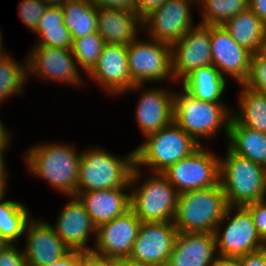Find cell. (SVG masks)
Returning <instances> with one entry per match:
<instances>
[{
    "label": "cell",
    "instance_id": "obj_1",
    "mask_svg": "<svg viewBox=\"0 0 266 266\" xmlns=\"http://www.w3.org/2000/svg\"><path fill=\"white\" fill-rule=\"evenodd\" d=\"M123 158L100 148H89V150L82 151L79 162L77 195L80 192L101 189L134 188L133 186H136L142 175L141 168L135 167V150Z\"/></svg>",
    "mask_w": 266,
    "mask_h": 266
},
{
    "label": "cell",
    "instance_id": "obj_2",
    "mask_svg": "<svg viewBox=\"0 0 266 266\" xmlns=\"http://www.w3.org/2000/svg\"><path fill=\"white\" fill-rule=\"evenodd\" d=\"M28 171L45 179L63 194L77 196V181L81 154L62 143L31 147L25 155Z\"/></svg>",
    "mask_w": 266,
    "mask_h": 266
},
{
    "label": "cell",
    "instance_id": "obj_3",
    "mask_svg": "<svg viewBox=\"0 0 266 266\" xmlns=\"http://www.w3.org/2000/svg\"><path fill=\"white\" fill-rule=\"evenodd\" d=\"M221 183L179 194L174 226L181 233H214L228 208Z\"/></svg>",
    "mask_w": 266,
    "mask_h": 266
},
{
    "label": "cell",
    "instance_id": "obj_4",
    "mask_svg": "<svg viewBox=\"0 0 266 266\" xmlns=\"http://www.w3.org/2000/svg\"><path fill=\"white\" fill-rule=\"evenodd\" d=\"M220 159V183L229 206H246L266 197V168L227 147Z\"/></svg>",
    "mask_w": 266,
    "mask_h": 266
},
{
    "label": "cell",
    "instance_id": "obj_5",
    "mask_svg": "<svg viewBox=\"0 0 266 266\" xmlns=\"http://www.w3.org/2000/svg\"><path fill=\"white\" fill-rule=\"evenodd\" d=\"M145 137L144 143L134 149L135 167L148 166L152 168V173H162L203 145L174 121Z\"/></svg>",
    "mask_w": 266,
    "mask_h": 266
},
{
    "label": "cell",
    "instance_id": "obj_6",
    "mask_svg": "<svg viewBox=\"0 0 266 266\" xmlns=\"http://www.w3.org/2000/svg\"><path fill=\"white\" fill-rule=\"evenodd\" d=\"M182 90L174 93L173 121L199 143L201 138L214 137L221 127L228 137L233 116L228 107L222 102L195 99Z\"/></svg>",
    "mask_w": 266,
    "mask_h": 266
},
{
    "label": "cell",
    "instance_id": "obj_7",
    "mask_svg": "<svg viewBox=\"0 0 266 266\" xmlns=\"http://www.w3.org/2000/svg\"><path fill=\"white\" fill-rule=\"evenodd\" d=\"M234 209L236 212L233 211L235 214L231 217ZM224 220H228V223L222 231L220 225H223ZM214 236L218 257L238 258L266 247V242L258 234L251 214L245 206H228L215 228Z\"/></svg>",
    "mask_w": 266,
    "mask_h": 266
},
{
    "label": "cell",
    "instance_id": "obj_8",
    "mask_svg": "<svg viewBox=\"0 0 266 266\" xmlns=\"http://www.w3.org/2000/svg\"><path fill=\"white\" fill-rule=\"evenodd\" d=\"M132 191L130 209L139 220L173 222L180 193L162 173H152V177L144 179L143 184Z\"/></svg>",
    "mask_w": 266,
    "mask_h": 266
},
{
    "label": "cell",
    "instance_id": "obj_9",
    "mask_svg": "<svg viewBox=\"0 0 266 266\" xmlns=\"http://www.w3.org/2000/svg\"><path fill=\"white\" fill-rule=\"evenodd\" d=\"M162 174L179 193L213 187L220 183V159L201 145Z\"/></svg>",
    "mask_w": 266,
    "mask_h": 266
},
{
    "label": "cell",
    "instance_id": "obj_10",
    "mask_svg": "<svg viewBox=\"0 0 266 266\" xmlns=\"http://www.w3.org/2000/svg\"><path fill=\"white\" fill-rule=\"evenodd\" d=\"M138 40L127 47L128 67L134 84L174 79L171 45L155 39Z\"/></svg>",
    "mask_w": 266,
    "mask_h": 266
},
{
    "label": "cell",
    "instance_id": "obj_11",
    "mask_svg": "<svg viewBox=\"0 0 266 266\" xmlns=\"http://www.w3.org/2000/svg\"><path fill=\"white\" fill-rule=\"evenodd\" d=\"M172 73L175 81H183L200 67L212 65L211 25L199 23L171 45Z\"/></svg>",
    "mask_w": 266,
    "mask_h": 266
},
{
    "label": "cell",
    "instance_id": "obj_12",
    "mask_svg": "<svg viewBox=\"0 0 266 266\" xmlns=\"http://www.w3.org/2000/svg\"><path fill=\"white\" fill-rule=\"evenodd\" d=\"M197 0H166L142 19L148 36L169 45L178 42L194 27L190 5Z\"/></svg>",
    "mask_w": 266,
    "mask_h": 266
},
{
    "label": "cell",
    "instance_id": "obj_13",
    "mask_svg": "<svg viewBox=\"0 0 266 266\" xmlns=\"http://www.w3.org/2000/svg\"><path fill=\"white\" fill-rule=\"evenodd\" d=\"M25 59L28 74L37 75L46 82L52 80L75 86L82 84L76 58L71 49L36 45Z\"/></svg>",
    "mask_w": 266,
    "mask_h": 266
},
{
    "label": "cell",
    "instance_id": "obj_14",
    "mask_svg": "<svg viewBox=\"0 0 266 266\" xmlns=\"http://www.w3.org/2000/svg\"><path fill=\"white\" fill-rule=\"evenodd\" d=\"M177 233L172 221L142 222L129 258L152 266H166Z\"/></svg>",
    "mask_w": 266,
    "mask_h": 266
},
{
    "label": "cell",
    "instance_id": "obj_15",
    "mask_svg": "<svg viewBox=\"0 0 266 266\" xmlns=\"http://www.w3.org/2000/svg\"><path fill=\"white\" fill-rule=\"evenodd\" d=\"M142 221L130 209L97 227L92 251L107 258L129 257Z\"/></svg>",
    "mask_w": 266,
    "mask_h": 266
},
{
    "label": "cell",
    "instance_id": "obj_16",
    "mask_svg": "<svg viewBox=\"0 0 266 266\" xmlns=\"http://www.w3.org/2000/svg\"><path fill=\"white\" fill-rule=\"evenodd\" d=\"M252 55L239 45L222 25H211L212 65L223 77L228 75L237 83L244 84L250 74Z\"/></svg>",
    "mask_w": 266,
    "mask_h": 266
},
{
    "label": "cell",
    "instance_id": "obj_17",
    "mask_svg": "<svg viewBox=\"0 0 266 266\" xmlns=\"http://www.w3.org/2000/svg\"><path fill=\"white\" fill-rule=\"evenodd\" d=\"M92 80L103 85L109 94H123L128 90L142 88L143 84H134L128 67L127 47L106 43L97 64L88 73Z\"/></svg>",
    "mask_w": 266,
    "mask_h": 266
},
{
    "label": "cell",
    "instance_id": "obj_18",
    "mask_svg": "<svg viewBox=\"0 0 266 266\" xmlns=\"http://www.w3.org/2000/svg\"><path fill=\"white\" fill-rule=\"evenodd\" d=\"M26 247L23 249L27 266H45L62 258L70 249L57 236L53 226L45 221L30 219L25 225Z\"/></svg>",
    "mask_w": 266,
    "mask_h": 266
},
{
    "label": "cell",
    "instance_id": "obj_19",
    "mask_svg": "<svg viewBox=\"0 0 266 266\" xmlns=\"http://www.w3.org/2000/svg\"><path fill=\"white\" fill-rule=\"evenodd\" d=\"M53 229L57 236L65 243L70 250L92 251L87 246L91 232L97 227L87 213L84 204L77 196H71L69 203L61 210Z\"/></svg>",
    "mask_w": 266,
    "mask_h": 266
},
{
    "label": "cell",
    "instance_id": "obj_20",
    "mask_svg": "<svg viewBox=\"0 0 266 266\" xmlns=\"http://www.w3.org/2000/svg\"><path fill=\"white\" fill-rule=\"evenodd\" d=\"M143 92L135 115L139 129L146 136L173 122L174 93L158 87Z\"/></svg>",
    "mask_w": 266,
    "mask_h": 266
},
{
    "label": "cell",
    "instance_id": "obj_21",
    "mask_svg": "<svg viewBox=\"0 0 266 266\" xmlns=\"http://www.w3.org/2000/svg\"><path fill=\"white\" fill-rule=\"evenodd\" d=\"M216 252L214 233L178 232L166 266H212Z\"/></svg>",
    "mask_w": 266,
    "mask_h": 266
},
{
    "label": "cell",
    "instance_id": "obj_22",
    "mask_svg": "<svg viewBox=\"0 0 266 266\" xmlns=\"http://www.w3.org/2000/svg\"><path fill=\"white\" fill-rule=\"evenodd\" d=\"M127 188L120 187L80 192L77 197L84 204L94 225L98 227L130 210V193L124 191Z\"/></svg>",
    "mask_w": 266,
    "mask_h": 266
},
{
    "label": "cell",
    "instance_id": "obj_23",
    "mask_svg": "<svg viewBox=\"0 0 266 266\" xmlns=\"http://www.w3.org/2000/svg\"><path fill=\"white\" fill-rule=\"evenodd\" d=\"M138 26L144 29L135 11L98 7L97 32L106 43L130 46L137 38Z\"/></svg>",
    "mask_w": 266,
    "mask_h": 266
},
{
    "label": "cell",
    "instance_id": "obj_24",
    "mask_svg": "<svg viewBox=\"0 0 266 266\" xmlns=\"http://www.w3.org/2000/svg\"><path fill=\"white\" fill-rule=\"evenodd\" d=\"M228 137L234 153L266 168V132L242 126L232 116Z\"/></svg>",
    "mask_w": 266,
    "mask_h": 266
},
{
    "label": "cell",
    "instance_id": "obj_25",
    "mask_svg": "<svg viewBox=\"0 0 266 266\" xmlns=\"http://www.w3.org/2000/svg\"><path fill=\"white\" fill-rule=\"evenodd\" d=\"M222 27L243 48L252 54L259 52L266 32V25L249 7L228 19Z\"/></svg>",
    "mask_w": 266,
    "mask_h": 266
},
{
    "label": "cell",
    "instance_id": "obj_26",
    "mask_svg": "<svg viewBox=\"0 0 266 266\" xmlns=\"http://www.w3.org/2000/svg\"><path fill=\"white\" fill-rule=\"evenodd\" d=\"M183 89L202 101L223 102L226 79L213 65L195 69L182 81Z\"/></svg>",
    "mask_w": 266,
    "mask_h": 266
},
{
    "label": "cell",
    "instance_id": "obj_27",
    "mask_svg": "<svg viewBox=\"0 0 266 266\" xmlns=\"http://www.w3.org/2000/svg\"><path fill=\"white\" fill-rule=\"evenodd\" d=\"M61 8L72 39L97 32L98 7L91 0H67Z\"/></svg>",
    "mask_w": 266,
    "mask_h": 266
},
{
    "label": "cell",
    "instance_id": "obj_28",
    "mask_svg": "<svg viewBox=\"0 0 266 266\" xmlns=\"http://www.w3.org/2000/svg\"><path fill=\"white\" fill-rule=\"evenodd\" d=\"M239 95L240 110L233 117L242 125L266 132V94L260 93L245 84Z\"/></svg>",
    "mask_w": 266,
    "mask_h": 266
},
{
    "label": "cell",
    "instance_id": "obj_29",
    "mask_svg": "<svg viewBox=\"0 0 266 266\" xmlns=\"http://www.w3.org/2000/svg\"><path fill=\"white\" fill-rule=\"evenodd\" d=\"M30 216L24 204L13 200H0V236L14 244L24 235Z\"/></svg>",
    "mask_w": 266,
    "mask_h": 266
},
{
    "label": "cell",
    "instance_id": "obj_30",
    "mask_svg": "<svg viewBox=\"0 0 266 266\" xmlns=\"http://www.w3.org/2000/svg\"><path fill=\"white\" fill-rule=\"evenodd\" d=\"M27 75V60L21 65L9 54L0 57V103L16 93L24 92Z\"/></svg>",
    "mask_w": 266,
    "mask_h": 266
},
{
    "label": "cell",
    "instance_id": "obj_31",
    "mask_svg": "<svg viewBox=\"0 0 266 266\" xmlns=\"http://www.w3.org/2000/svg\"><path fill=\"white\" fill-rule=\"evenodd\" d=\"M196 3L203 6L200 23L206 25H223L249 6V0H197Z\"/></svg>",
    "mask_w": 266,
    "mask_h": 266
},
{
    "label": "cell",
    "instance_id": "obj_32",
    "mask_svg": "<svg viewBox=\"0 0 266 266\" xmlns=\"http://www.w3.org/2000/svg\"><path fill=\"white\" fill-rule=\"evenodd\" d=\"M72 40L71 51L76 58L77 65L88 74L97 64L106 42L98 32Z\"/></svg>",
    "mask_w": 266,
    "mask_h": 266
},
{
    "label": "cell",
    "instance_id": "obj_33",
    "mask_svg": "<svg viewBox=\"0 0 266 266\" xmlns=\"http://www.w3.org/2000/svg\"><path fill=\"white\" fill-rule=\"evenodd\" d=\"M40 35L39 42L35 45H46L50 47L71 49L72 37L70 30L64 25L52 27H36L33 33Z\"/></svg>",
    "mask_w": 266,
    "mask_h": 266
},
{
    "label": "cell",
    "instance_id": "obj_34",
    "mask_svg": "<svg viewBox=\"0 0 266 266\" xmlns=\"http://www.w3.org/2000/svg\"><path fill=\"white\" fill-rule=\"evenodd\" d=\"M18 7L21 20L33 32L48 5L43 0H22Z\"/></svg>",
    "mask_w": 266,
    "mask_h": 266
},
{
    "label": "cell",
    "instance_id": "obj_35",
    "mask_svg": "<svg viewBox=\"0 0 266 266\" xmlns=\"http://www.w3.org/2000/svg\"><path fill=\"white\" fill-rule=\"evenodd\" d=\"M244 84L251 89L266 94V57L259 52L252 55L250 74Z\"/></svg>",
    "mask_w": 266,
    "mask_h": 266
},
{
    "label": "cell",
    "instance_id": "obj_36",
    "mask_svg": "<svg viewBox=\"0 0 266 266\" xmlns=\"http://www.w3.org/2000/svg\"><path fill=\"white\" fill-rule=\"evenodd\" d=\"M252 217L258 234L266 242V200H260L245 206Z\"/></svg>",
    "mask_w": 266,
    "mask_h": 266
},
{
    "label": "cell",
    "instance_id": "obj_37",
    "mask_svg": "<svg viewBox=\"0 0 266 266\" xmlns=\"http://www.w3.org/2000/svg\"><path fill=\"white\" fill-rule=\"evenodd\" d=\"M0 266H27L23 251L18 250L15 244H11L0 253Z\"/></svg>",
    "mask_w": 266,
    "mask_h": 266
},
{
    "label": "cell",
    "instance_id": "obj_38",
    "mask_svg": "<svg viewBox=\"0 0 266 266\" xmlns=\"http://www.w3.org/2000/svg\"><path fill=\"white\" fill-rule=\"evenodd\" d=\"M78 266H114V259L99 255L93 251H79Z\"/></svg>",
    "mask_w": 266,
    "mask_h": 266
},
{
    "label": "cell",
    "instance_id": "obj_39",
    "mask_svg": "<svg viewBox=\"0 0 266 266\" xmlns=\"http://www.w3.org/2000/svg\"><path fill=\"white\" fill-rule=\"evenodd\" d=\"M64 24L61 6H48L36 27H52Z\"/></svg>",
    "mask_w": 266,
    "mask_h": 266
},
{
    "label": "cell",
    "instance_id": "obj_40",
    "mask_svg": "<svg viewBox=\"0 0 266 266\" xmlns=\"http://www.w3.org/2000/svg\"><path fill=\"white\" fill-rule=\"evenodd\" d=\"M239 266H266V247L237 258Z\"/></svg>",
    "mask_w": 266,
    "mask_h": 266
},
{
    "label": "cell",
    "instance_id": "obj_41",
    "mask_svg": "<svg viewBox=\"0 0 266 266\" xmlns=\"http://www.w3.org/2000/svg\"><path fill=\"white\" fill-rule=\"evenodd\" d=\"M97 7L135 11V0H91Z\"/></svg>",
    "mask_w": 266,
    "mask_h": 266
},
{
    "label": "cell",
    "instance_id": "obj_42",
    "mask_svg": "<svg viewBox=\"0 0 266 266\" xmlns=\"http://www.w3.org/2000/svg\"><path fill=\"white\" fill-rule=\"evenodd\" d=\"M166 0H135V12L143 19Z\"/></svg>",
    "mask_w": 266,
    "mask_h": 266
},
{
    "label": "cell",
    "instance_id": "obj_43",
    "mask_svg": "<svg viewBox=\"0 0 266 266\" xmlns=\"http://www.w3.org/2000/svg\"><path fill=\"white\" fill-rule=\"evenodd\" d=\"M78 262H79V251L70 250L62 258L45 266H78Z\"/></svg>",
    "mask_w": 266,
    "mask_h": 266
},
{
    "label": "cell",
    "instance_id": "obj_44",
    "mask_svg": "<svg viewBox=\"0 0 266 266\" xmlns=\"http://www.w3.org/2000/svg\"><path fill=\"white\" fill-rule=\"evenodd\" d=\"M248 7L266 25V0H249Z\"/></svg>",
    "mask_w": 266,
    "mask_h": 266
},
{
    "label": "cell",
    "instance_id": "obj_45",
    "mask_svg": "<svg viewBox=\"0 0 266 266\" xmlns=\"http://www.w3.org/2000/svg\"><path fill=\"white\" fill-rule=\"evenodd\" d=\"M10 131L6 129L3 122L0 120V153H4L8 148L11 137L9 136Z\"/></svg>",
    "mask_w": 266,
    "mask_h": 266
},
{
    "label": "cell",
    "instance_id": "obj_46",
    "mask_svg": "<svg viewBox=\"0 0 266 266\" xmlns=\"http://www.w3.org/2000/svg\"><path fill=\"white\" fill-rule=\"evenodd\" d=\"M114 266H152V265L144 264L139 261L132 260L129 257H125V258L114 259Z\"/></svg>",
    "mask_w": 266,
    "mask_h": 266
},
{
    "label": "cell",
    "instance_id": "obj_47",
    "mask_svg": "<svg viewBox=\"0 0 266 266\" xmlns=\"http://www.w3.org/2000/svg\"><path fill=\"white\" fill-rule=\"evenodd\" d=\"M212 266H239L237 258H224L218 257L212 264Z\"/></svg>",
    "mask_w": 266,
    "mask_h": 266
},
{
    "label": "cell",
    "instance_id": "obj_48",
    "mask_svg": "<svg viewBox=\"0 0 266 266\" xmlns=\"http://www.w3.org/2000/svg\"><path fill=\"white\" fill-rule=\"evenodd\" d=\"M4 159V153H0V184H6V180L9 176L8 172H6L7 169L5 168Z\"/></svg>",
    "mask_w": 266,
    "mask_h": 266
},
{
    "label": "cell",
    "instance_id": "obj_49",
    "mask_svg": "<svg viewBox=\"0 0 266 266\" xmlns=\"http://www.w3.org/2000/svg\"><path fill=\"white\" fill-rule=\"evenodd\" d=\"M48 6H62L67 0H43Z\"/></svg>",
    "mask_w": 266,
    "mask_h": 266
},
{
    "label": "cell",
    "instance_id": "obj_50",
    "mask_svg": "<svg viewBox=\"0 0 266 266\" xmlns=\"http://www.w3.org/2000/svg\"><path fill=\"white\" fill-rule=\"evenodd\" d=\"M11 244L3 237L0 236V253L7 249Z\"/></svg>",
    "mask_w": 266,
    "mask_h": 266
},
{
    "label": "cell",
    "instance_id": "obj_51",
    "mask_svg": "<svg viewBox=\"0 0 266 266\" xmlns=\"http://www.w3.org/2000/svg\"><path fill=\"white\" fill-rule=\"evenodd\" d=\"M259 53L262 56L266 57V32L264 34V37H263V40H262V43H261V47H260Z\"/></svg>",
    "mask_w": 266,
    "mask_h": 266
},
{
    "label": "cell",
    "instance_id": "obj_52",
    "mask_svg": "<svg viewBox=\"0 0 266 266\" xmlns=\"http://www.w3.org/2000/svg\"><path fill=\"white\" fill-rule=\"evenodd\" d=\"M7 185L6 184H0V200H3L4 199V195H5V192H6V187Z\"/></svg>",
    "mask_w": 266,
    "mask_h": 266
},
{
    "label": "cell",
    "instance_id": "obj_53",
    "mask_svg": "<svg viewBox=\"0 0 266 266\" xmlns=\"http://www.w3.org/2000/svg\"><path fill=\"white\" fill-rule=\"evenodd\" d=\"M2 33H1V31H0V57H3L4 55H6L7 53L6 52H4V50H3V45H2V42H3V40H2Z\"/></svg>",
    "mask_w": 266,
    "mask_h": 266
}]
</instances>
